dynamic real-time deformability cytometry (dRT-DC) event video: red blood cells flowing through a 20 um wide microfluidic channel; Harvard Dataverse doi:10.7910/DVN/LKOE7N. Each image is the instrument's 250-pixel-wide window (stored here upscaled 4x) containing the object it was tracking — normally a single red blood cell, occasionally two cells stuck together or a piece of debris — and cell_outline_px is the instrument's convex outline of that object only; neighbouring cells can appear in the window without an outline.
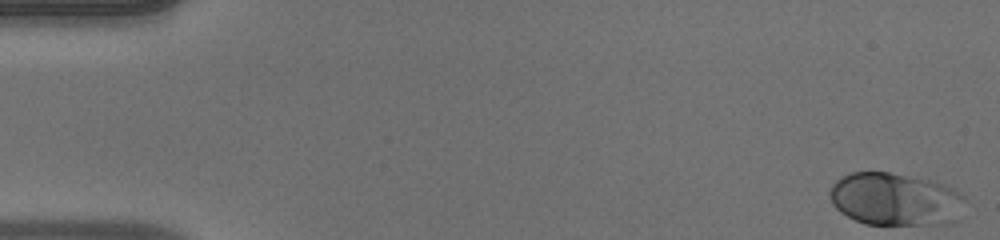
{"species": "human", "species_latin": "Homo sapiens", "temperature_condition": "warm", "stored_images_in_passage": 53, "segment_of_instrument_passage": [1, 2], "camera_frame_rate_fps": 3000, "um_per_image_px": 0.085, "donor": {"sex": "male"}, "frame": {"image": 1, "passage_image": 1, "time_ms": 0.0, "image_size_px": [1000, 240], "cell_outline_px": [[968, 200], [960, 220], [952, 224], [864, 224], [840, 212], [832, 204], [832, 184], [836, 180], [852, 172], [888, 172], [936, 180], [948, 184], [960, 192]], "centroid_in_image_um": [76.24, 16.94], "position_along_channel_um": 8.8, "area_um2": 42.43}}
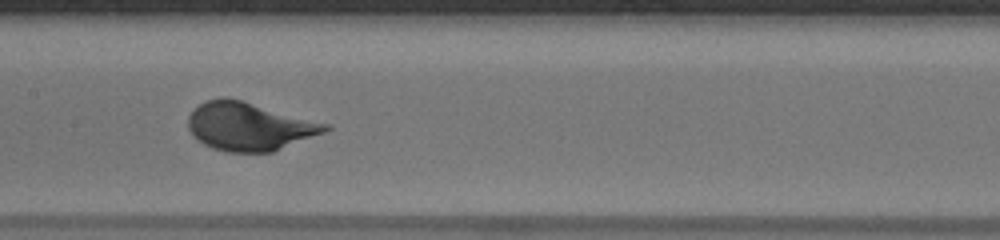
{"frame": {"image": 2, "passage_image": 26, "time_ms": 8.333, "image_size_px": [1000, 240], "cell_outline_px": [[332, 128], [324, 132], [272, 152], [228, 152], [212, 148], [204, 144], [192, 136], [188, 128], [188, 116], [192, 108], [208, 100], [224, 96], [228, 96], [332, 124]], "centroid_in_image_um": [21.18, 10.72], "position_along_channel_um": 186.2, "area_um2": 38.9}}
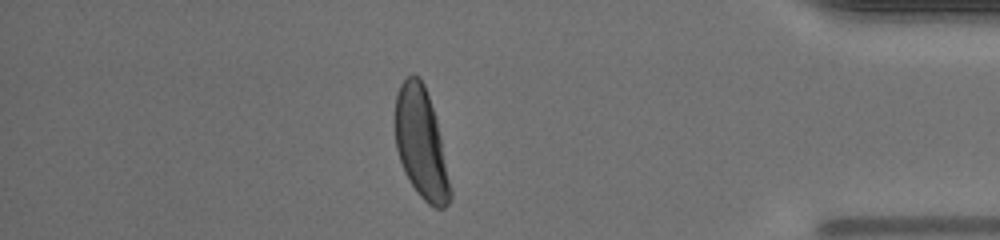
{"frame": {"image": 3, "passage_image": 45, "time_ms": 14.667, "image_size_px": [1000, 240], "cell_outline_px": [[452, 200], [444, 208], [436, 208], [428, 204], [416, 192], [404, 172], [396, 148], [396, 96], [400, 84], [412, 72], [420, 76], [424, 84], [436, 120], [440, 136], [452, 192]], "centroid_in_image_um": [35.8, 12.21], "position_along_channel_um": 399.4, "area_um2": 35.2}}